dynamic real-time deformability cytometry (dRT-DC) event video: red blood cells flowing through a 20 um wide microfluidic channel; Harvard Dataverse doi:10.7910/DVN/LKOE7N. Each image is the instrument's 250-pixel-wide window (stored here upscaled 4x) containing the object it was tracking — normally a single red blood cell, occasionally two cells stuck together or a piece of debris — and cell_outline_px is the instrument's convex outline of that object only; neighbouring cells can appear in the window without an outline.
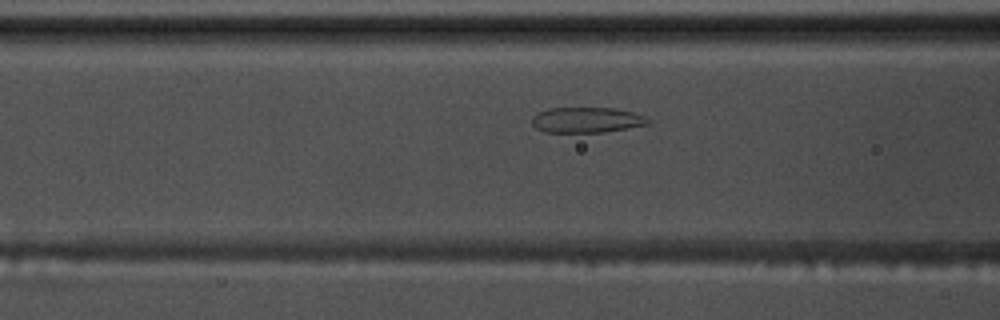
{"species": "common noctule bat (a hibernating species)", "species_latin": "Nyctalus noctula", "temperature_condition": "warm", "stored_images_in_passage": 43, "camera_frame_rate_fps": 3000, "um_per_image_px": 0.085, "animal": {"sex": "male", "body_mass_g": 17.5, "forearm_length_mm": 52.3}, "frame": {"image": 1, "passage_image": 12, "time_ms": 3.667, "image_size_px": [1000, 320], "cell_outline_px": [[652, 120], [648, 124], [628, 128], [604, 132], [544, 132], [536, 128], [532, 124], [532, 116], [548, 108], [616, 108], [632, 112], [644, 116]], "centroid_in_image_um": [49.87, 10.2], "position_along_channel_um": 116.7, "area_um2": 17.22}}
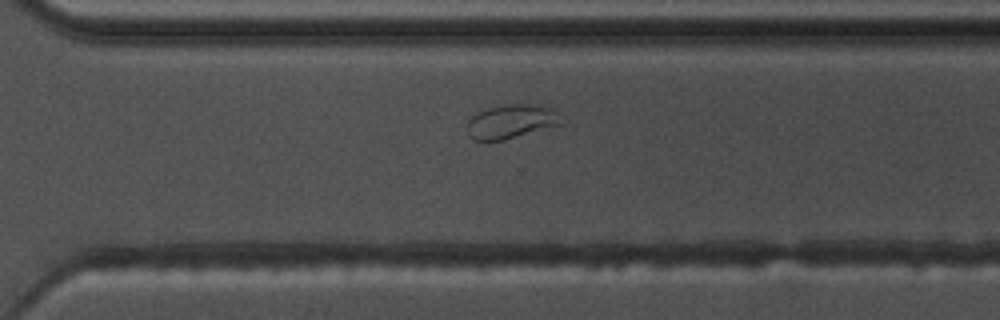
{"frame": {"image": 2, "passage_image": 30, "time_ms": 9.667, "image_size_px": [1000, 320], "cell_outline_px": [[568, 120], [564, 124], [504, 140], [472, 140], [468, 136], [468, 120], [476, 112], [488, 108], [512, 104], [524, 104], [552, 108], [560, 112]], "centroid_in_image_um": [43.54, 10.34], "position_along_channel_um": 327.1, "area_um2": 18.96}}
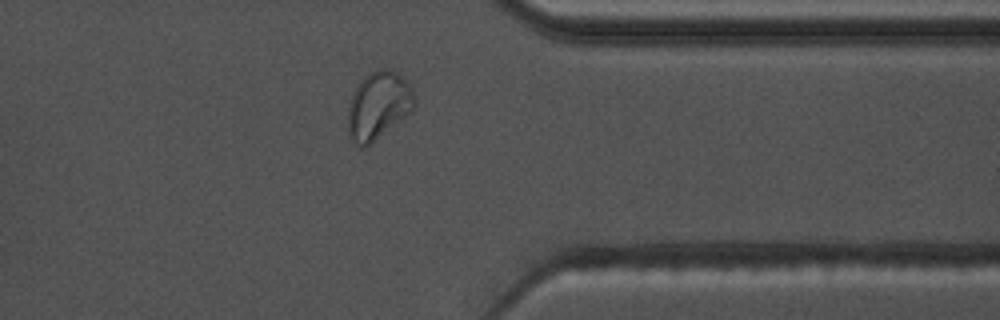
{"frame": {"image": 3, "passage_image": 35, "time_ms": 11.333, "image_size_px": [1000, 320], "cell_outline_px": [[412, 112], [372, 144], [364, 148], [360, 148], [348, 136], [348, 108], [352, 96], [360, 80], [368, 72], [376, 68], [392, 68], [412, 88]], "centroid_in_image_um": [32.13, 8.99], "position_along_channel_um": 379.3, "area_um2": 26.41}}